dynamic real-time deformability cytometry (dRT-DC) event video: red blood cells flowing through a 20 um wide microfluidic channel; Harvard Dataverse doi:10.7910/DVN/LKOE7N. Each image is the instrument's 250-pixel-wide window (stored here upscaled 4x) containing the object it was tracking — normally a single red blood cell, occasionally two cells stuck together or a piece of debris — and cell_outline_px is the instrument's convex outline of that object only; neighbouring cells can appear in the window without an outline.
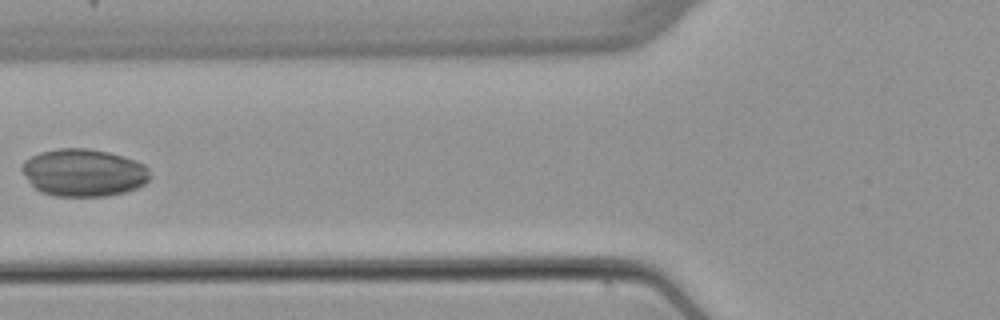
{"species": "common noctule bat (a hibernating species)", "species_latin": "Nyctalus noctula", "temperature_condition": "warm", "stored_images_in_passage": 5, "camera_frame_rate_fps": 3000, "um_per_image_px": 0.085, "animal": {"sex": "female", "body_mass_g": 22.7, "forearm_length_mm": 54.2}, "frame": {"image": 1, "passage_image": 5, "time_ms": 4.667, "image_size_px": [1000, 320], "cell_outline_px": [[152, 176], [144, 184], [136, 188], [124, 192], [104, 196], [56, 196], [40, 192], [28, 180], [20, 168], [24, 160], [40, 152], [60, 148], [88, 148], [108, 152], [144, 164], [148, 168]], "centroid_in_image_um": [7.1, 14.67], "position_along_channel_um": 118.7, "area_um2": 35.32}}